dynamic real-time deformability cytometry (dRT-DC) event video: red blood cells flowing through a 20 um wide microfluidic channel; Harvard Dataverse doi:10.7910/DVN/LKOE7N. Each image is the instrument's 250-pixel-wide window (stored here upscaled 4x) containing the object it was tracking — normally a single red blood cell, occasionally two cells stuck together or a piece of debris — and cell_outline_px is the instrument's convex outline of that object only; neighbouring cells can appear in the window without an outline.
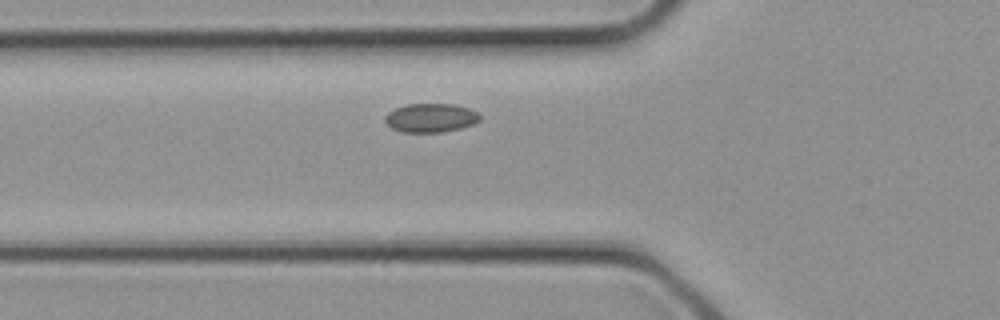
{"species": "common noctule bat (a hibernating species)", "species_latin": "Nyctalus noctula", "temperature_condition": "cold", "stored_images_in_passage": 4, "camera_frame_rate_fps": 3000, "um_per_image_px": 0.085, "animal": {"sex": "female", "body_mass_g": 21.9}, "frame": {"image": 1, "passage_image": 4, "time_ms": 1.0, "image_size_px": [1000, 320], "cell_outline_px": [[480, 120], [472, 124], [460, 128], [440, 132], [404, 132], [392, 128], [384, 120], [384, 116], [388, 112], [404, 104], [456, 104], [468, 108], [476, 112], [480, 116]], "centroid_in_image_um": [36.59, 10.0], "position_along_channel_um": 89.2, "area_um2": 15.84}}